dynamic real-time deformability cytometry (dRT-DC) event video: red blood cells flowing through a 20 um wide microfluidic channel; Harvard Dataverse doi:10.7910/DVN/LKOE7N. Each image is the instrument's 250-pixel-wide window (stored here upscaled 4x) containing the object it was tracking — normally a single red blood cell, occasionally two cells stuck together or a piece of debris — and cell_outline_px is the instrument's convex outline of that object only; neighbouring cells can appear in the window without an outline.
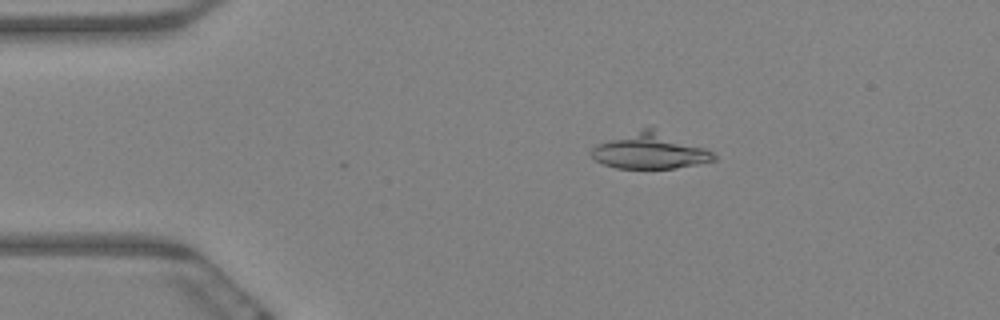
{"species": "Egyptian fruit bat (a non-hibernating species)", "species_latin": "Rousettus aegyptiacus", "temperature_condition": "warm", "stored_images_in_passage": 20, "camera_frame_rate_fps": 3000, "um_per_image_px": 0.085, "animal": {"sex": "female"}, "frame": {"image": 1, "passage_image": 12, "time_ms": 3.667, "image_size_px": [1000, 320], "cell_outline_px": [[716, 160], [676, 168], [616, 168], [604, 164], [596, 160], [588, 152], [596, 144], [640, 128], [652, 128], [704, 148], [712, 152], [716, 156]], "centroid_in_image_um": [55.2, 12.84], "position_along_channel_um": 29.8, "area_um2": 25.14}}